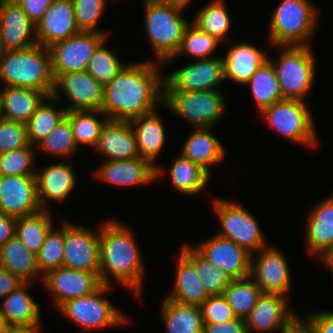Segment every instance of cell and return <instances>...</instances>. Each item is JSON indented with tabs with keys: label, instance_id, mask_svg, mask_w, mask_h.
<instances>
[{
	"label": "cell",
	"instance_id": "6da1fadb",
	"mask_svg": "<svg viewBox=\"0 0 333 333\" xmlns=\"http://www.w3.org/2000/svg\"><path fill=\"white\" fill-rule=\"evenodd\" d=\"M162 66L153 59L128 63L110 83L104 85L101 111L107 118L121 121H130L155 111L164 100Z\"/></svg>",
	"mask_w": 333,
	"mask_h": 333
},
{
	"label": "cell",
	"instance_id": "7a4b0ae2",
	"mask_svg": "<svg viewBox=\"0 0 333 333\" xmlns=\"http://www.w3.org/2000/svg\"><path fill=\"white\" fill-rule=\"evenodd\" d=\"M103 222L100 224V281L109 286L113 285V281L118 282L138 298L143 290L146 268L135 233L132 228L113 218Z\"/></svg>",
	"mask_w": 333,
	"mask_h": 333
},
{
	"label": "cell",
	"instance_id": "3957f363",
	"mask_svg": "<svg viewBox=\"0 0 333 333\" xmlns=\"http://www.w3.org/2000/svg\"><path fill=\"white\" fill-rule=\"evenodd\" d=\"M53 94L55 79L49 48L39 44L23 50L4 51L0 59V82Z\"/></svg>",
	"mask_w": 333,
	"mask_h": 333
},
{
	"label": "cell",
	"instance_id": "277c9868",
	"mask_svg": "<svg viewBox=\"0 0 333 333\" xmlns=\"http://www.w3.org/2000/svg\"><path fill=\"white\" fill-rule=\"evenodd\" d=\"M318 13L312 0H281L270 18L269 42L272 46H311Z\"/></svg>",
	"mask_w": 333,
	"mask_h": 333
},
{
	"label": "cell",
	"instance_id": "5b68a950",
	"mask_svg": "<svg viewBox=\"0 0 333 333\" xmlns=\"http://www.w3.org/2000/svg\"><path fill=\"white\" fill-rule=\"evenodd\" d=\"M143 1L144 30L155 61L164 64L178 51L190 22L182 17L184 9L180 7L153 0Z\"/></svg>",
	"mask_w": 333,
	"mask_h": 333
},
{
	"label": "cell",
	"instance_id": "8992f818",
	"mask_svg": "<svg viewBox=\"0 0 333 333\" xmlns=\"http://www.w3.org/2000/svg\"><path fill=\"white\" fill-rule=\"evenodd\" d=\"M282 52L272 63L283 99L303 101L313 88L316 57L311 46H273Z\"/></svg>",
	"mask_w": 333,
	"mask_h": 333
},
{
	"label": "cell",
	"instance_id": "52a82bcc",
	"mask_svg": "<svg viewBox=\"0 0 333 333\" xmlns=\"http://www.w3.org/2000/svg\"><path fill=\"white\" fill-rule=\"evenodd\" d=\"M221 90L164 91L163 106L192 127L214 128L227 111L228 102ZM165 105V106H164Z\"/></svg>",
	"mask_w": 333,
	"mask_h": 333
},
{
	"label": "cell",
	"instance_id": "ba28073f",
	"mask_svg": "<svg viewBox=\"0 0 333 333\" xmlns=\"http://www.w3.org/2000/svg\"><path fill=\"white\" fill-rule=\"evenodd\" d=\"M112 288V285L102 284L89 295L65 301L57 310L84 332L121 326L128 319L106 298V293H109Z\"/></svg>",
	"mask_w": 333,
	"mask_h": 333
},
{
	"label": "cell",
	"instance_id": "9c48e42d",
	"mask_svg": "<svg viewBox=\"0 0 333 333\" xmlns=\"http://www.w3.org/2000/svg\"><path fill=\"white\" fill-rule=\"evenodd\" d=\"M295 99H282L264 108L260 116L279 135L290 142L314 148L317 144V131L311 109L307 102Z\"/></svg>",
	"mask_w": 333,
	"mask_h": 333
},
{
	"label": "cell",
	"instance_id": "30bf717a",
	"mask_svg": "<svg viewBox=\"0 0 333 333\" xmlns=\"http://www.w3.org/2000/svg\"><path fill=\"white\" fill-rule=\"evenodd\" d=\"M212 204L221 226L216 234L232 240L251 255L269 245L252 212L222 198H215Z\"/></svg>",
	"mask_w": 333,
	"mask_h": 333
},
{
	"label": "cell",
	"instance_id": "8fae6325",
	"mask_svg": "<svg viewBox=\"0 0 333 333\" xmlns=\"http://www.w3.org/2000/svg\"><path fill=\"white\" fill-rule=\"evenodd\" d=\"M107 38L104 33L80 31L48 47L54 79L65 73L86 70L90 58Z\"/></svg>",
	"mask_w": 333,
	"mask_h": 333
},
{
	"label": "cell",
	"instance_id": "7c38bea8",
	"mask_svg": "<svg viewBox=\"0 0 333 333\" xmlns=\"http://www.w3.org/2000/svg\"><path fill=\"white\" fill-rule=\"evenodd\" d=\"M63 266L99 273L100 227L92 230V228L64 220Z\"/></svg>",
	"mask_w": 333,
	"mask_h": 333
},
{
	"label": "cell",
	"instance_id": "4fadbf2b",
	"mask_svg": "<svg viewBox=\"0 0 333 333\" xmlns=\"http://www.w3.org/2000/svg\"><path fill=\"white\" fill-rule=\"evenodd\" d=\"M164 91L219 90L225 82L224 59L213 57L192 63L164 75Z\"/></svg>",
	"mask_w": 333,
	"mask_h": 333
},
{
	"label": "cell",
	"instance_id": "5bb4252c",
	"mask_svg": "<svg viewBox=\"0 0 333 333\" xmlns=\"http://www.w3.org/2000/svg\"><path fill=\"white\" fill-rule=\"evenodd\" d=\"M288 299L282 294L262 293L245 318L246 332H286L300 319V315L288 304Z\"/></svg>",
	"mask_w": 333,
	"mask_h": 333
},
{
	"label": "cell",
	"instance_id": "9a60e30c",
	"mask_svg": "<svg viewBox=\"0 0 333 333\" xmlns=\"http://www.w3.org/2000/svg\"><path fill=\"white\" fill-rule=\"evenodd\" d=\"M281 250L269 245L253 253L250 258L249 276L255 281L262 293L282 294L289 298L292 279L288 259ZM257 259V260H256Z\"/></svg>",
	"mask_w": 333,
	"mask_h": 333
},
{
	"label": "cell",
	"instance_id": "2e32d148",
	"mask_svg": "<svg viewBox=\"0 0 333 333\" xmlns=\"http://www.w3.org/2000/svg\"><path fill=\"white\" fill-rule=\"evenodd\" d=\"M62 91V92H61ZM104 86L86 70L65 73L55 79L53 96L60 102L62 96L71 104L66 111L101 110ZM63 94V95H62Z\"/></svg>",
	"mask_w": 333,
	"mask_h": 333
},
{
	"label": "cell",
	"instance_id": "e0dca14e",
	"mask_svg": "<svg viewBox=\"0 0 333 333\" xmlns=\"http://www.w3.org/2000/svg\"><path fill=\"white\" fill-rule=\"evenodd\" d=\"M41 210L36 176L0 175V212L16 219Z\"/></svg>",
	"mask_w": 333,
	"mask_h": 333
},
{
	"label": "cell",
	"instance_id": "ac0fdd59",
	"mask_svg": "<svg viewBox=\"0 0 333 333\" xmlns=\"http://www.w3.org/2000/svg\"><path fill=\"white\" fill-rule=\"evenodd\" d=\"M42 285L52 294L56 308L67 300L83 297L101 285L99 273H91L62 266L43 276Z\"/></svg>",
	"mask_w": 333,
	"mask_h": 333
},
{
	"label": "cell",
	"instance_id": "d6986e66",
	"mask_svg": "<svg viewBox=\"0 0 333 333\" xmlns=\"http://www.w3.org/2000/svg\"><path fill=\"white\" fill-rule=\"evenodd\" d=\"M204 258L222 269L231 280L250 274L251 254L230 239L214 233L205 242L193 246Z\"/></svg>",
	"mask_w": 333,
	"mask_h": 333
},
{
	"label": "cell",
	"instance_id": "ffe728a7",
	"mask_svg": "<svg viewBox=\"0 0 333 333\" xmlns=\"http://www.w3.org/2000/svg\"><path fill=\"white\" fill-rule=\"evenodd\" d=\"M0 36L4 51L23 50L37 44L36 25L16 0L0 3Z\"/></svg>",
	"mask_w": 333,
	"mask_h": 333
},
{
	"label": "cell",
	"instance_id": "44dd1931",
	"mask_svg": "<svg viewBox=\"0 0 333 333\" xmlns=\"http://www.w3.org/2000/svg\"><path fill=\"white\" fill-rule=\"evenodd\" d=\"M93 174L95 179L117 187L143 186L156 181V167L142 157L105 160Z\"/></svg>",
	"mask_w": 333,
	"mask_h": 333
},
{
	"label": "cell",
	"instance_id": "7402d4cb",
	"mask_svg": "<svg viewBox=\"0 0 333 333\" xmlns=\"http://www.w3.org/2000/svg\"><path fill=\"white\" fill-rule=\"evenodd\" d=\"M79 32L72 0H54L36 24L37 44L47 48Z\"/></svg>",
	"mask_w": 333,
	"mask_h": 333
},
{
	"label": "cell",
	"instance_id": "603a6c76",
	"mask_svg": "<svg viewBox=\"0 0 333 333\" xmlns=\"http://www.w3.org/2000/svg\"><path fill=\"white\" fill-rule=\"evenodd\" d=\"M308 252L323 261L333 250V195L316 203L306 219Z\"/></svg>",
	"mask_w": 333,
	"mask_h": 333
},
{
	"label": "cell",
	"instance_id": "cb8c5ba5",
	"mask_svg": "<svg viewBox=\"0 0 333 333\" xmlns=\"http://www.w3.org/2000/svg\"><path fill=\"white\" fill-rule=\"evenodd\" d=\"M157 113L156 109L129 121L136 137L139 156L156 167V180L164 176L165 170L157 165L156 161L164 149L167 138L162 116Z\"/></svg>",
	"mask_w": 333,
	"mask_h": 333
},
{
	"label": "cell",
	"instance_id": "d4e9b609",
	"mask_svg": "<svg viewBox=\"0 0 333 333\" xmlns=\"http://www.w3.org/2000/svg\"><path fill=\"white\" fill-rule=\"evenodd\" d=\"M76 175L74 166L63 161L36 169L38 199L42 209H49L48 202L58 201L59 204L67 199L77 184Z\"/></svg>",
	"mask_w": 333,
	"mask_h": 333
},
{
	"label": "cell",
	"instance_id": "484cf974",
	"mask_svg": "<svg viewBox=\"0 0 333 333\" xmlns=\"http://www.w3.org/2000/svg\"><path fill=\"white\" fill-rule=\"evenodd\" d=\"M95 153L105 160L137 158L139 151L136 137L129 121L108 119L103 125Z\"/></svg>",
	"mask_w": 333,
	"mask_h": 333
},
{
	"label": "cell",
	"instance_id": "4316f807",
	"mask_svg": "<svg viewBox=\"0 0 333 333\" xmlns=\"http://www.w3.org/2000/svg\"><path fill=\"white\" fill-rule=\"evenodd\" d=\"M30 282H24L3 298L0 319L3 327L41 325L40 305L28 292Z\"/></svg>",
	"mask_w": 333,
	"mask_h": 333
},
{
	"label": "cell",
	"instance_id": "83f0119b",
	"mask_svg": "<svg viewBox=\"0 0 333 333\" xmlns=\"http://www.w3.org/2000/svg\"><path fill=\"white\" fill-rule=\"evenodd\" d=\"M214 128L199 127L185 139L181 154L199 165L209 175L211 167L221 163L226 157L227 151L222 142L213 134Z\"/></svg>",
	"mask_w": 333,
	"mask_h": 333
},
{
	"label": "cell",
	"instance_id": "f1b7e54d",
	"mask_svg": "<svg viewBox=\"0 0 333 333\" xmlns=\"http://www.w3.org/2000/svg\"><path fill=\"white\" fill-rule=\"evenodd\" d=\"M233 43L235 42L232 40L227 43L229 49L223 57L225 80L229 79L237 84L244 85L262 63L267 60L268 55L250 43Z\"/></svg>",
	"mask_w": 333,
	"mask_h": 333
},
{
	"label": "cell",
	"instance_id": "f546056e",
	"mask_svg": "<svg viewBox=\"0 0 333 333\" xmlns=\"http://www.w3.org/2000/svg\"><path fill=\"white\" fill-rule=\"evenodd\" d=\"M177 258L173 289L165 298L184 305L201 306L210 295L202 285L194 265L181 252Z\"/></svg>",
	"mask_w": 333,
	"mask_h": 333
},
{
	"label": "cell",
	"instance_id": "4dcf8cb0",
	"mask_svg": "<svg viewBox=\"0 0 333 333\" xmlns=\"http://www.w3.org/2000/svg\"><path fill=\"white\" fill-rule=\"evenodd\" d=\"M0 90V107L3 119L27 123L43 100L45 92L31 88L3 86Z\"/></svg>",
	"mask_w": 333,
	"mask_h": 333
},
{
	"label": "cell",
	"instance_id": "1f68e13d",
	"mask_svg": "<svg viewBox=\"0 0 333 333\" xmlns=\"http://www.w3.org/2000/svg\"><path fill=\"white\" fill-rule=\"evenodd\" d=\"M0 267L19 277L23 282H40L43 276L37 267V256L28 250L16 236L0 247Z\"/></svg>",
	"mask_w": 333,
	"mask_h": 333
},
{
	"label": "cell",
	"instance_id": "d6a6232c",
	"mask_svg": "<svg viewBox=\"0 0 333 333\" xmlns=\"http://www.w3.org/2000/svg\"><path fill=\"white\" fill-rule=\"evenodd\" d=\"M160 315L166 333H203L200 306L184 305L163 297Z\"/></svg>",
	"mask_w": 333,
	"mask_h": 333
},
{
	"label": "cell",
	"instance_id": "836d02e7",
	"mask_svg": "<svg viewBox=\"0 0 333 333\" xmlns=\"http://www.w3.org/2000/svg\"><path fill=\"white\" fill-rule=\"evenodd\" d=\"M169 171L172 186L179 194L186 196L200 194L206 188L211 176L181 153L173 160Z\"/></svg>",
	"mask_w": 333,
	"mask_h": 333
},
{
	"label": "cell",
	"instance_id": "e575fe53",
	"mask_svg": "<svg viewBox=\"0 0 333 333\" xmlns=\"http://www.w3.org/2000/svg\"><path fill=\"white\" fill-rule=\"evenodd\" d=\"M204 6L196 12L192 23L222 44L228 43L231 40L228 33L231 31L232 20L225 0H211Z\"/></svg>",
	"mask_w": 333,
	"mask_h": 333
},
{
	"label": "cell",
	"instance_id": "d590c367",
	"mask_svg": "<svg viewBox=\"0 0 333 333\" xmlns=\"http://www.w3.org/2000/svg\"><path fill=\"white\" fill-rule=\"evenodd\" d=\"M54 220L49 209L30 216L16 218L15 236L35 255L38 254L47 233L53 228Z\"/></svg>",
	"mask_w": 333,
	"mask_h": 333
},
{
	"label": "cell",
	"instance_id": "8d00e7d4",
	"mask_svg": "<svg viewBox=\"0 0 333 333\" xmlns=\"http://www.w3.org/2000/svg\"><path fill=\"white\" fill-rule=\"evenodd\" d=\"M244 85H250V92L259 113L283 99L274 67L268 59Z\"/></svg>",
	"mask_w": 333,
	"mask_h": 333
},
{
	"label": "cell",
	"instance_id": "74e56055",
	"mask_svg": "<svg viewBox=\"0 0 333 333\" xmlns=\"http://www.w3.org/2000/svg\"><path fill=\"white\" fill-rule=\"evenodd\" d=\"M66 117L70 120L74 141L78 148L88 145L92 149L96 147L102 127L109 119L101 110L67 111Z\"/></svg>",
	"mask_w": 333,
	"mask_h": 333
},
{
	"label": "cell",
	"instance_id": "f35d334b",
	"mask_svg": "<svg viewBox=\"0 0 333 333\" xmlns=\"http://www.w3.org/2000/svg\"><path fill=\"white\" fill-rule=\"evenodd\" d=\"M55 103L58 105L59 101L53 95L46 97L26 123L28 139L32 146L46 138L66 116V109L55 108Z\"/></svg>",
	"mask_w": 333,
	"mask_h": 333
},
{
	"label": "cell",
	"instance_id": "ab89813d",
	"mask_svg": "<svg viewBox=\"0 0 333 333\" xmlns=\"http://www.w3.org/2000/svg\"><path fill=\"white\" fill-rule=\"evenodd\" d=\"M180 252L194 265L198 277L210 296L223 295L231 282L230 277L219 267L204 258L191 244H184Z\"/></svg>",
	"mask_w": 333,
	"mask_h": 333
},
{
	"label": "cell",
	"instance_id": "60d3db41",
	"mask_svg": "<svg viewBox=\"0 0 333 333\" xmlns=\"http://www.w3.org/2000/svg\"><path fill=\"white\" fill-rule=\"evenodd\" d=\"M222 43L215 37L200 30L196 25L190 22L184 30L180 47L176 54L169 58L163 65L173 62L182 56H191L192 61L213 58L215 50ZM196 58V59H195Z\"/></svg>",
	"mask_w": 333,
	"mask_h": 333
},
{
	"label": "cell",
	"instance_id": "b9f144b4",
	"mask_svg": "<svg viewBox=\"0 0 333 333\" xmlns=\"http://www.w3.org/2000/svg\"><path fill=\"white\" fill-rule=\"evenodd\" d=\"M262 294L261 289L250 277L231 280L223 296L237 318L245 319Z\"/></svg>",
	"mask_w": 333,
	"mask_h": 333
},
{
	"label": "cell",
	"instance_id": "7bdbcfd3",
	"mask_svg": "<svg viewBox=\"0 0 333 333\" xmlns=\"http://www.w3.org/2000/svg\"><path fill=\"white\" fill-rule=\"evenodd\" d=\"M104 40L90 58L86 71L103 86L110 83L127 65L118 57L115 50H110Z\"/></svg>",
	"mask_w": 333,
	"mask_h": 333
},
{
	"label": "cell",
	"instance_id": "ee69618b",
	"mask_svg": "<svg viewBox=\"0 0 333 333\" xmlns=\"http://www.w3.org/2000/svg\"><path fill=\"white\" fill-rule=\"evenodd\" d=\"M41 152L47 153L56 158L72 157L76 155L78 146L74 141L70 120L65 116L57 127L42 141L36 145Z\"/></svg>",
	"mask_w": 333,
	"mask_h": 333
},
{
	"label": "cell",
	"instance_id": "f6af8a7d",
	"mask_svg": "<svg viewBox=\"0 0 333 333\" xmlns=\"http://www.w3.org/2000/svg\"><path fill=\"white\" fill-rule=\"evenodd\" d=\"M60 229H54L47 233L37 256V267L42 276L48 272L61 268L64 258V219Z\"/></svg>",
	"mask_w": 333,
	"mask_h": 333
},
{
	"label": "cell",
	"instance_id": "bcb514c9",
	"mask_svg": "<svg viewBox=\"0 0 333 333\" xmlns=\"http://www.w3.org/2000/svg\"><path fill=\"white\" fill-rule=\"evenodd\" d=\"M35 149L36 146H26L0 154V175L36 176Z\"/></svg>",
	"mask_w": 333,
	"mask_h": 333
},
{
	"label": "cell",
	"instance_id": "7dc6e473",
	"mask_svg": "<svg viewBox=\"0 0 333 333\" xmlns=\"http://www.w3.org/2000/svg\"><path fill=\"white\" fill-rule=\"evenodd\" d=\"M76 23L80 31L104 33L109 36V32L98 29L104 15L107 0H72Z\"/></svg>",
	"mask_w": 333,
	"mask_h": 333
},
{
	"label": "cell",
	"instance_id": "c3c4849f",
	"mask_svg": "<svg viewBox=\"0 0 333 333\" xmlns=\"http://www.w3.org/2000/svg\"><path fill=\"white\" fill-rule=\"evenodd\" d=\"M32 146L28 139L27 125L3 119L0 122V154Z\"/></svg>",
	"mask_w": 333,
	"mask_h": 333
},
{
	"label": "cell",
	"instance_id": "681fc988",
	"mask_svg": "<svg viewBox=\"0 0 333 333\" xmlns=\"http://www.w3.org/2000/svg\"><path fill=\"white\" fill-rule=\"evenodd\" d=\"M200 307L203 324H213L237 319L223 295L209 296Z\"/></svg>",
	"mask_w": 333,
	"mask_h": 333
},
{
	"label": "cell",
	"instance_id": "f907efd6",
	"mask_svg": "<svg viewBox=\"0 0 333 333\" xmlns=\"http://www.w3.org/2000/svg\"><path fill=\"white\" fill-rule=\"evenodd\" d=\"M300 320L310 329L312 333H333V311L319 310L312 314H306L305 319Z\"/></svg>",
	"mask_w": 333,
	"mask_h": 333
},
{
	"label": "cell",
	"instance_id": "816d5d0a",
	"mask_svg": "<svg viewBox=\"0 0 333 333\" xmlns=\"http://www.w3.org/2000/svg\"><path fill=\"white\" fill-rule=\"evenodd\" d=\"M27 14L30 20L36 25L44 16L54 0H16Z\"/></svg>",
	"mask_w": 333,
	"mask_h": 333
},
{
	"label": "cell",
	"instance_id": "f5cc1de1",
	"mask_svg": "<svg viewBox=\"0 0 333 333\" xmlns=\"http://www.w3.org/2000/svg\"><path fill=\"white\" fill-rule=\"evenodd\" d=\"M203 333H247L245 319L237 318L226 322L204 324Z\"/></svg>",
	"mask_w": 333,
	"mask_h": 333
},
{
	"label": "cell",
	"instance_id": "db71d44e",
	"mask_svg": "<svg viewBox=\"0 0 333 333\" xmlns=\"http://www.w3.org/2000/svg\"><path fill=\"white\" fill-rule=\"evenodd\" d=\"M23 283L19 277L0 267V299L6 297Z\"/></svg>",
	"mask_w": 333,
	"mask_h": 333
},
{
	"label": "cell",
	"instance_id": "11a10c76",
	"mask_svg": "<svg viewBox=\"0 0 333 333\" xmlns=\"http://www.w3.org/2000/svg\"><path fill=\"white\" fill-rule=\"evenodd\" d=\"M15 221L12 216L0 212V247L15 236Z\"/></svg>",
	"mask_w": 333,
	"mask_h": 333
},
{
	"label": "cell",
	"instance_id": "9f6ffc18",
	"mask_svg": "<svg viewBox=\"0 0 333 333\" xmlns=\"http://www.w3.org/2000/svg\"><path fill=\"white\" fill-rule=\"evenodd\" d=\"M41 325L5 327V333H40Z\"/></svg>",
	"mask_w": 333,
	"mask_h": 333
},
{
	"label": "cell",
	"instance_id": "6f0895ef",
	"mask_svg": "<svg viewBox=\"0 0 333 333\" xmlns=\"http://www.w3.org/2000/svg\"><path fill=\"white\" fill-rule=\"evenodd\" d=\"M284 333H312L310 329L299 319L291 328Z\"/></svg>",
	"mask_w": 333,
	"mask_h": 333
},
{
	"label": "cell",
	"instance_id": "680465c9",
	"mask_svg": "<svg viewBox=\"0 0 333 333\" xmlns=\"http://www.w3.org/2000/svg\"><path fill=\"white\" fill-rule=\"evenodd\" d=\"M153 1L174 5L182 9H185L187 8V6H190L189 4L192 2V0H153Z\"/></svg>",
	"mask_w": 333,
	"mask_h": 333
},
{
	"label": "cell",
	"instance_id": "91938a15",
	"mask_svg": "<svg viewBox=\"0 0 333 333\" xmlns=\"http://www.w3.org/2000/svg\"><path fill=\"white\" fill-rule=\"evenodd\" d=\"M327 267L328 271L333 275V250L328 254V256L322 261V264Z\"/></svg>",
	"mask_w": 333,
	"mask_h": 333
},
{
	"label": "cell",
	"instance_id": "94428289",
	"mask_svg": "<svg viewBox=\"0 0 333 333\" xmlns=\"http://www.w3.org/2000/svg\"><path fill=\"white\" fill-rule=\"evenodd\" d=\"M3 52H4V50H3V47H2V44H1V36H0V59L3 55Z\"/></svg>",
	"mask_w": 333,
	"mask_h": 333
},
{
	"label": "cell",
	"instance_id": "6125c7cd",
	"mask_svg": "<svg viewBox=\"0 0 333 333\" xmlns=\"http://www.w3.org/2000/svg\"><path fill=\"white\" fill-rule=\"evenodd\" d=\"M3 120V114H2V110H1V107H0V122Z\"/></svg>",
	"mask_w": 333,
	"mask_h": 333
},
{
	"label": "cell",
	"instance_id": "be15d7a7",
	"mask_svg": "<svg viewBox=\"0 0 333 333\" xmlns=\"http://www.w3.org/2000/svg\"><path fill=\"white\" fill-rule=\"evenodd\" d=\"M3 330V325H2V322H1V319H0V333L2 332Z\"/></svg>",
	"mask_w": 333,
	"mask_h": 333
},
{
	"label": "cell",
	"instance_id": "e7e4bbea",
	"mask_svg": "<svg viewBox=\"0 0 333 333\" xmlns=\"http://www.w3.org/2000/svg\"><path fill=\"white\" fill-rule=\"evenodd\" d=\"M1 333H5V327H3V330H2V332Z\"/></svg>",
	"mask_w": 333,
	"mask_h": 333
}]
</instances>
